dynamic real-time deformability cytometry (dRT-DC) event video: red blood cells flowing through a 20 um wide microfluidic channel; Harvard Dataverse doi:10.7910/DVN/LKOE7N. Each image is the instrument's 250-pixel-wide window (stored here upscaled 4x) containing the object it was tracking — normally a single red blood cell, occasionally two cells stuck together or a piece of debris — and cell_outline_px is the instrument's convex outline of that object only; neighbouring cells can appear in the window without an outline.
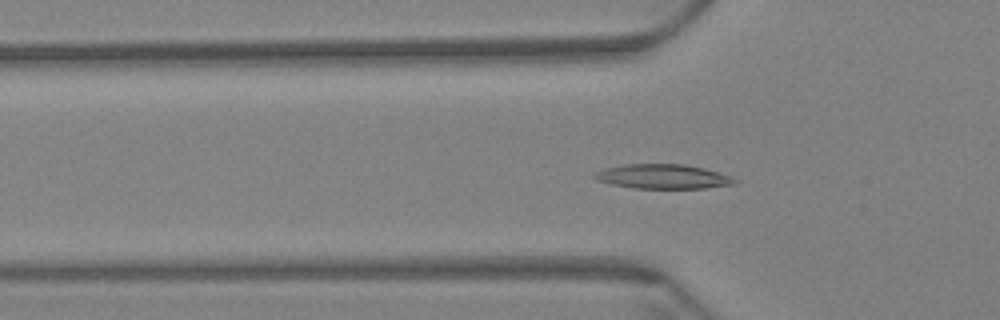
{"species": "Egyptian fruit bat (a non-hibernating species)", "species_latin": "Rousettus aegyptiacus", "temperature_condition": "warm", "stored_images_in_passage": 60, "camera_frame_rate_fps": 3000, "um_per_image_px": 0.085, "animal": {"sex": "female"}, "frame": {"image": 1, "passage_image": 20, "time_ms": 6.333, "image_size_px": [1000, 320], "cell_outline_px": [[740, 180], [736, 184], [704, 188], [632, 188], [612, 184], [596, 180], [592, 176], [596, 172], [604, 168], [624, 164], [684, 164], [704, 168], [732, 176]], "centroid_in_image_um": [56.37, 15.0], "position_along_channel_um": 69.4, "area_um2": 20.11}}
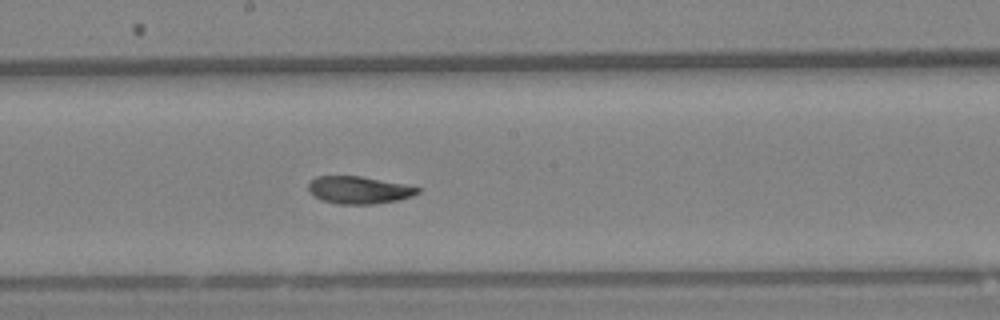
{"frame": {"image": 2, "passage_image": 33, "time_ms": 10.667, "image_size_px": [1000, 320], "cell_outline_px": [[420, 192], [412, 196], [396, 200], [372, 204], [340, 204], [320, 200], [308, 192], [308, 184], [316, 176], [360, 176], [404, 184], [420, 188]], "centroid_in_image_um": [30.47, 16.15], "position_along_channel_um": 217.7, "area_um2": 17.4}}
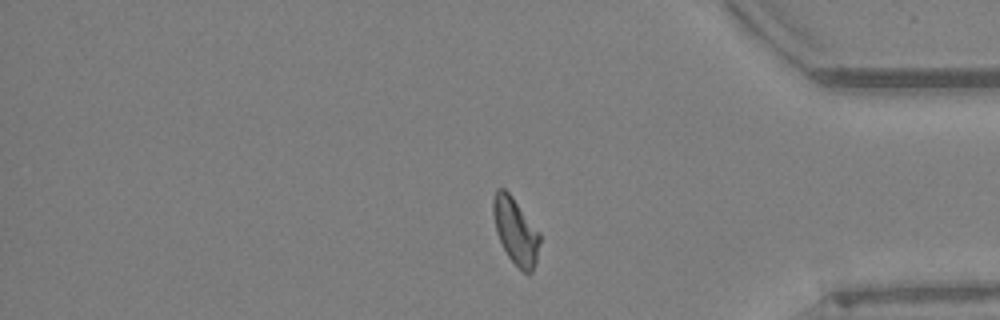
{"frame": {"image": 3, "passage_image": 50, "time_ms": 16.333, "image_size_px": [1000, 320], "cell_outline_px": [[540, 240], [536, 264], [532, 272], [524, 272], [508, 256], [496, 232], [492, 212], [492, 200], [496, 188], [504, 188], [512, 196], [540, 232]], "centroid_in_image_um": [43.82, 19.6], "position_along_channel_um": 391.4, "area_um2": 17.98}, "authors_computed_cell_mechanics": {"area_um2": 18.2359, "velocity_mm_per_s": 3.4351, "shape_relaxation_time_tau1_ms": 6.7398, "shape_relaxation_time_tau2_ms": 3.2707, "deformation_change_tau1": 0.1793, "deformation_change_tau2": 0.0835}}